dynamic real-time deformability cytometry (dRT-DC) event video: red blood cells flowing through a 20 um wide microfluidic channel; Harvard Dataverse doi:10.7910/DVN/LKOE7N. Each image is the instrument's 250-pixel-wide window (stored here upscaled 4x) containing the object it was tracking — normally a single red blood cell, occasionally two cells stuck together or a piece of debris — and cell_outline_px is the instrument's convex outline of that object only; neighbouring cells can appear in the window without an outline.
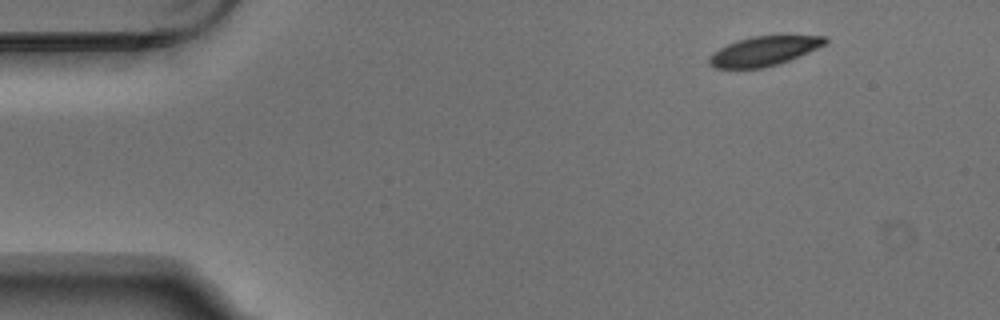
{"species": "Egyptian fruit bat (a non-hibernating species)", "species_latin": "Rousettus aegyptiacus", "temperature_condition": "warm", "stored_images_in_passage": 3, "camera_frame_rate_fps": 3000, "um_per_image_px": 0.085, "animal": {"sex": "male"}, "frame": {"image": 1, "passage_image": 1, "time_ms": 0.0, "image_size_px": [1000, 320], "cell_outline_px": [[828, 40], [824, 44], [808, 52], [788, 60], [764, 68], [712, 68], [708, 64], [708, 56], [712, 52], [736, 40], [752, 36], [828, 36]], "centroid_in_image_um": [64.86, 4.34], "position_along_channel_um": 20.1, "area_um2": 19.71}}
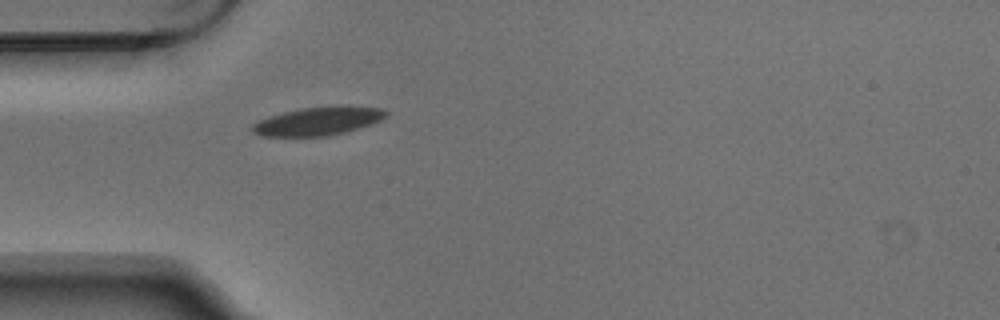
{"frame": {"image": 2, "passage_image": 3, "time_ms": 0.667, "image_size_px": [1000, 320], "cell_outline_px": [[388, 116], [372, 124], [344, 132], [328, 136], [260, 136], [252, 132], [252, 124], [260, 120], [284, 112], [300, 108], [332, 104], [344, 104], [384, 108], [388, 112]], "centroid_in_image_um": [27.12, 10.26], "position_along_channel_um": 57.9, "area_um2": 22.6}}